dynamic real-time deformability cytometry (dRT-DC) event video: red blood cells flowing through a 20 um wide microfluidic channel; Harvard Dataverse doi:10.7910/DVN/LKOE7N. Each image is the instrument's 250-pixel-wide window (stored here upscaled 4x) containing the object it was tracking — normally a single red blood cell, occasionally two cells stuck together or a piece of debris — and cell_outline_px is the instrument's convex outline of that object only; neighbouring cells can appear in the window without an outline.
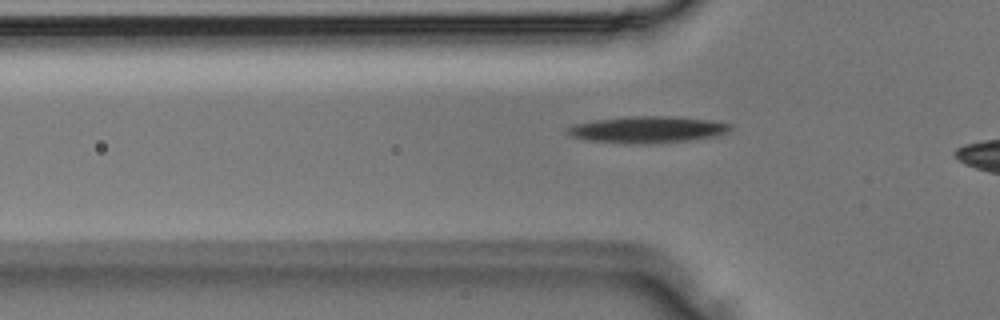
{"species": "Egyptian fruit bat (a non-hibernating species)", "species_latin": "Rousettus aegyptiacus", "temperature_condition": "room temperature", "stored_images_in_passage": 6, "camera_frame_rate_fps": 3000, "um_per_image_px": 0.085, "animal": {"sex": "male"}, "frame": {"image": 1, "passage_image": 6, "time_ms": 1.667, "image_size_px": [1000, 320], "cell_outline_px": [[732, 128], [728, 132], [716, 136], [688, 140], [648, 144], [624, 144], [588, 140], [568, 136], [564, 132], [564, 128], [576, 124], [596, 120], [624, 116], [672, 116], [712, 120], [732, 124]], "centroid_in_image_um": [55.0, 11.01], "position_along_channel_um": 70.8, "area_um2": 25.66}}